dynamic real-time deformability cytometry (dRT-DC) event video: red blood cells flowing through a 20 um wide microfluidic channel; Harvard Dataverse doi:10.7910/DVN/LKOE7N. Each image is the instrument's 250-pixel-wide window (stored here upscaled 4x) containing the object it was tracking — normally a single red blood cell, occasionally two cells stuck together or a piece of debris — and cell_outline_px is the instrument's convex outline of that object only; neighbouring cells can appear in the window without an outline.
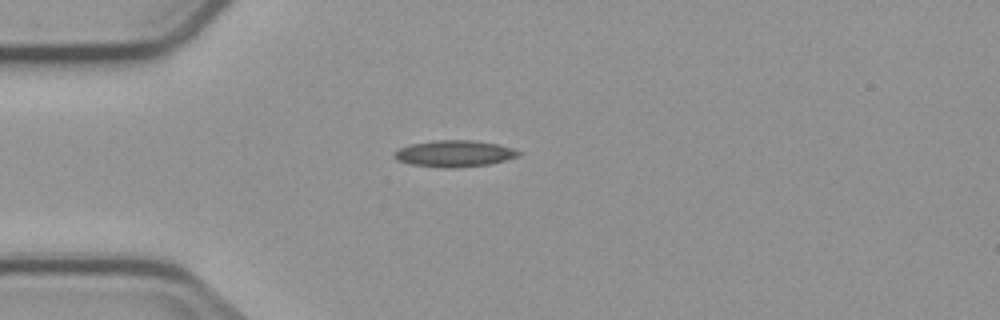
{"species": "common noctule bat (a hibernating species)", "species_latin": "Nyctalus noctula", "temperature_condition": "cold", "stored_images_in_passage": 1, "camera_frame_rate_fps": 3000, "um_per_image_px": 0.085, "animal": {"sex": "male", "body_mass_g": 23.1, "forearm_length_mm": 52.7}, "frame": {"image": 1, "passage_image": 1, "time_ms": 0.0, "image_size_px": [1000, 320], "cell_outline_px": [[520, 156], [488, 164], [456, 168], [440, 168], [408, 164], [396, 160], [392, 156], [400, 148], [412, 144], [432, 140], [468, 140], [496, 144], [512, 148], [520, 152]], "centroid_in_image_um": [38.57, 13.07], "position_along_channel_um": 46.4, "area_um2": 19.13}}